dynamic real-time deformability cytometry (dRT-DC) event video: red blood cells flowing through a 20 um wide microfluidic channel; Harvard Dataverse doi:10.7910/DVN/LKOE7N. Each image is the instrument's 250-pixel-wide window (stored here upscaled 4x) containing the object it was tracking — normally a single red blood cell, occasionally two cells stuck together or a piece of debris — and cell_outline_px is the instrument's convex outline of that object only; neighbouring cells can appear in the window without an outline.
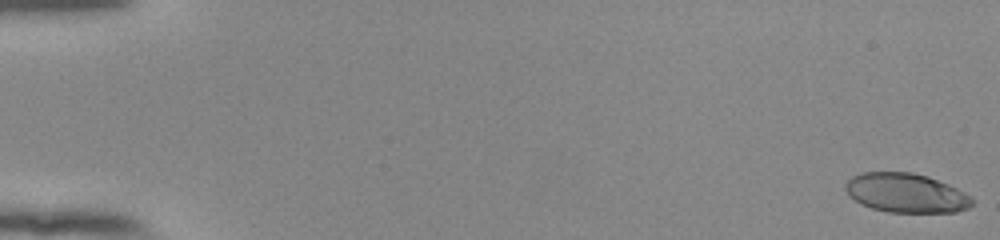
{"species": "human", "species_latin": "Homo sapiens", "temperature_condition": "room temperature", "stored_images_in_passage": 55, "camera_frame_rate_fps": 3000, "um_per_image_px": 0.085, "donor": {"sex": "female"}, "frame": {"image": 1, "passage_image": 1, "time_ms": 0.0, "image_size_px": [1000, 240], "cell_outline_px": [[972, 204], [968, 208], [956, 212], [888, 212], [872, 208], [860, 204], [844, 188], [844, 184], [852, 176], [860, 172], [912, 172], [928, 176], [948, 184], [972, 196]], "centroid_in_image_um": [77.01, 16.39], "position_along_channel_um": 8.0, "area_um2": 28.96}}
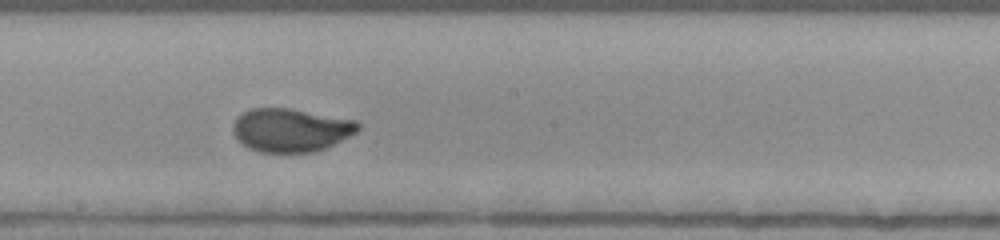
{"frame": {"image": 2, "passage_image": 32, "time_ms": 10.333, "image_size_px": [1000, 240], "cell_outline_px": [[360, 128], [356, 132], [324, 148], [312, 152], [260, 152], [248, 148], [236, 136], [232, 128], [236, 120], [244, 112], [252, 108], [288, 108], [356, 120], [360, 124]], "centroid_in_image_um": [24.73, 11.05], "position_along_channel_um": 223.5, "area_um2": 31.1}}
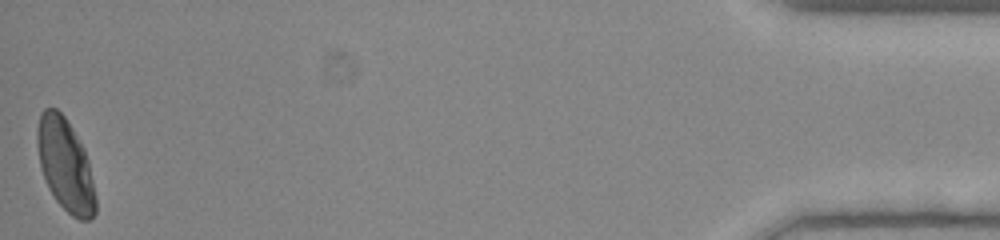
{"frame": {"image": 3, "passage_image": 55, "time_ms": 18.0, "image_size_px": [1000, 240], "cell_outline_px": [[96, 212], [88, 220], [80, 220], [72, 216], [56, 200], [48, 188], [40, 168], [36, 140], [36, 128], [40, 112], [44, 108], [56, 108], [64, 116], [72, 128], [84, 148], [88, 160], [96, 196]], "centroid_in_image_um": [5.53, 14.01], "position_along_channel_um": 429.7, "area_um2": 31.56}, "authors_computed_cell_mechanics": {"area_um2": 30.634, "velocity_mm_per_s": 3.8383, "shape_relaxation_time_tau1_ms": 3.9854, "shape_relaxation_time_tau2_ms": null, "deformation_change_tau1": 0.2214, "deformation_change_tau2": null}}